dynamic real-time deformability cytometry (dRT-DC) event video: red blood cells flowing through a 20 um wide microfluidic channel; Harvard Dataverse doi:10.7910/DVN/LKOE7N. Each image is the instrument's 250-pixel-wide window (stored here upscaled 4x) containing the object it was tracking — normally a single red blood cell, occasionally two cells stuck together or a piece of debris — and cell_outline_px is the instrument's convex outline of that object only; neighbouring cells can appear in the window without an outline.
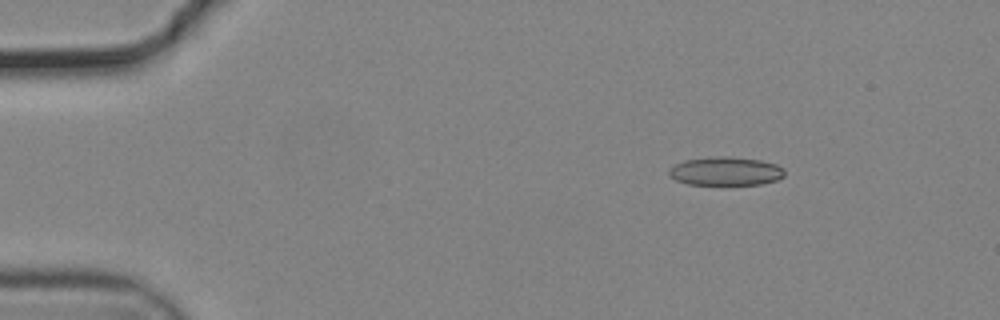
{"species": "common noctule bat (a hibernating species)", "species_latin": "Nyctalus noctula", "temperature_condition": "cold", "stored_images_in_passage": 49, "camera_frame_rate_fps": 3000, "um_per_image_px": 0.085, "animal": {"sex": "male", "body_mass_g": 19.2, "forearm_length_mm": 51.8}, "frame": {"image": 1, "passage_image": 1, "time_ms": 0.0, "image_size_px": [1000, 320], "cell_outline_px": [[784, 176], [776, 180], [760, 184], [688, 184], [676, 180], [668, 176], [668, 172], [676, 164], [684, 160], [720, 156], [728, 156], [760, 160], [776, 164], [784, 168]], "centroid_in_image_um": [61.69, 14.55], "position_along_channel_um": 23.3, "area_um2": 19.07}}
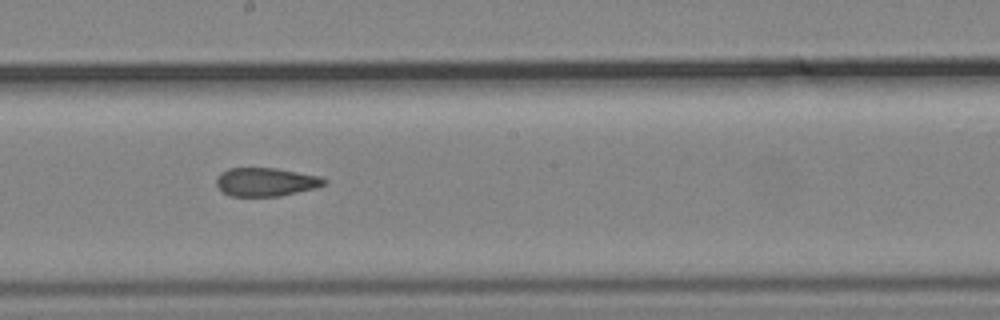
{"frame": {"image": 2, "passage_image": 24, "time_ms": 7.667, "image_size_px": [1000, 320], "cell_outline_px": [[328, 180], [324, 184], [316, 188], [280, 196], [232, 196], [224, 192], [216, 184], [216, 176], [220, 172], [228, 168], [276, 168], [320, 176]], "centroid_in_image_um": [22.59, 15.46], "position_along_channel_um": 225.6, "area_um2": 17.92}}
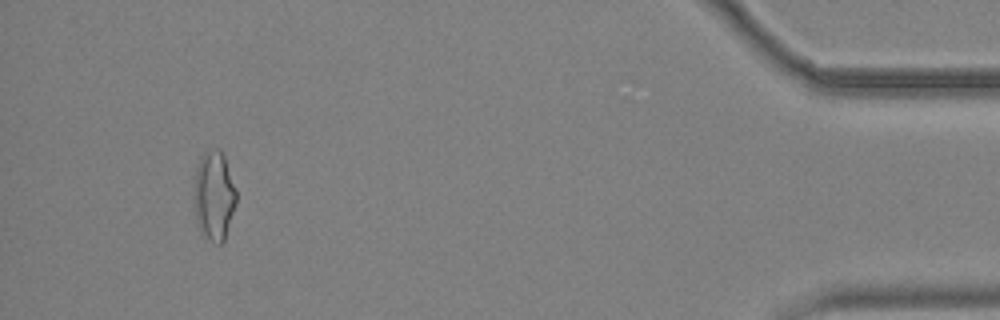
{"frame": {"image": 3, "passage_image": 45, "time_ms": 14.667, "image_size_px": [1000, 320], "cell_outline_px": [[236, 200], [224, 240], [220, 244], [216, 244], [204, 236], [200, 232], [196, 220], [192, 196], [196, 168], [200, 156], [204, 152], [212, 148], [220, 148], [224, 156], [236, 188]], "centroid_in_image_um": [18.15, 16.6], "position_along_channel_um": 417.0, "area_um2": 22.31}}